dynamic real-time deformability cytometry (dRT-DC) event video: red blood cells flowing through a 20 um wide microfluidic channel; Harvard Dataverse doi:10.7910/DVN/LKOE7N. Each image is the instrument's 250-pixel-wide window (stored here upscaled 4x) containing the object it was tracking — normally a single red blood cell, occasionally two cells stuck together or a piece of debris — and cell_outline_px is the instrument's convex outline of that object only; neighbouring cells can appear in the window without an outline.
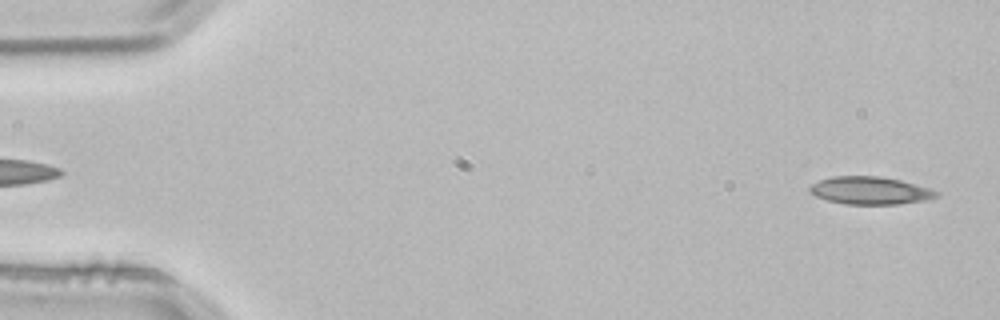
{"species": "common noctule bat (a hibernating species)", "species_latin": "Nyctalus noctula", "temperature_condition": "room temperature", "stored_images_in_passage": 4, "segment_of_instrument_passage": [2, 2], "camera_frame_rate_fps": 3000, "um_per_image_px": 0.085, "animal": {"sex": "male", "body_mass_g": 21.5, "forearm_length_mm": 52.0}, "frame": {"image": 1, "passage_image": 4, "time_ms": 1.0, "image_size_px": [1000, 320], "cell_outline_px": [[940, 196], [924, 200], [900, 204], [844, 204], [828, 200], [816, 196], [808, 192], [808, 188], [812, 184], [820, 180], [832, 176], [880, 176], [900, 180], [928, 188], [940, 192]], "centroid_in_image_um": [73.95, 16.19], "position_along_channel_um": 11.1, "area_um2": 20.4}}